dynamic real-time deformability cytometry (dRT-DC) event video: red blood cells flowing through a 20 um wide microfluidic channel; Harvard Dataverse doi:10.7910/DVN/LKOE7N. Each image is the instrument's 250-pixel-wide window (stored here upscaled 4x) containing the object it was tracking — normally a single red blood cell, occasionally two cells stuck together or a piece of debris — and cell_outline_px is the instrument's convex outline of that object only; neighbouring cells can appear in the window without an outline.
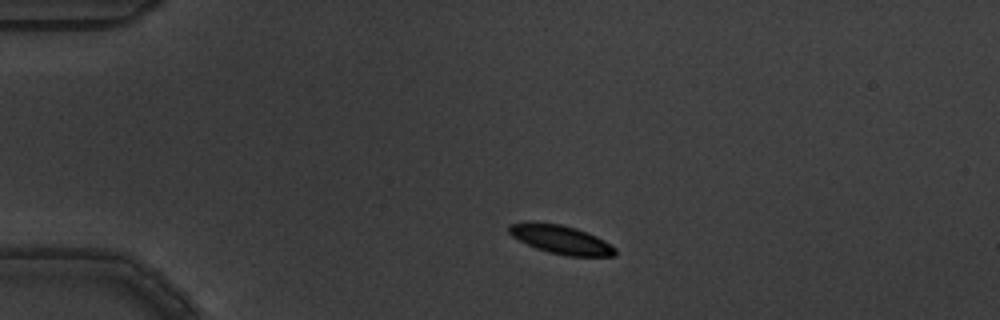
{"species": "common noctule bat (a hibernating species)", "species_latin": "Nyctalus noctula", "temperature_condition": "warm", "stored_images_in_passage": 10, "camera_frame_rate_fps": 3000, "um_per_image_px": 0.085, "animal": {"sex": "male", "body_mass_g": 19.5, "forearm_length_mm": 54.6}, "frame": {"image": 1, "passage_image": 2, "time_ms": 0.333, "image_size_px": [1000, 320], "cell_outline_px": [[616, 256], [568, 256], [548, 252], [536, 248], [512, 236], [508, 232], [508, 224], [532, 220], [560, 224], [576, 228], [588, 232], [604, 240], [616, 248]], "centroid_in_image_um": [47.66, 20.33], "position_along_channel_um": 37.3, "area_um2": 17.98}}
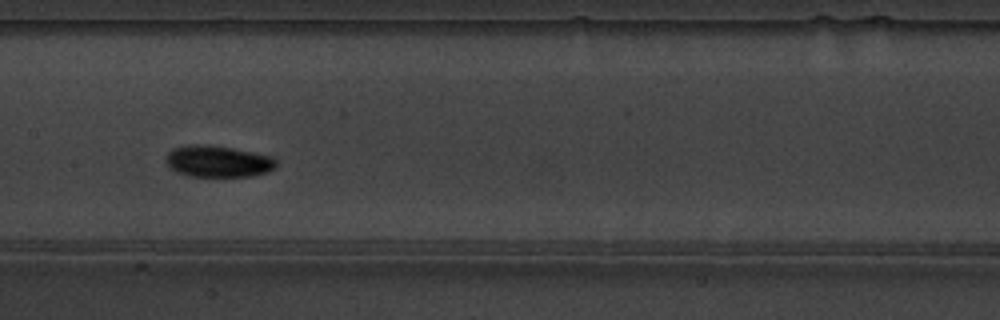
{"frame": {"image": 2, "passage_image": 7, "time_ms": 2.0, "image_size_px": [1000, 320], "cell_outline_px": [[276, 168], [268, 172], [252, 176], [188, 176], [176, 172], [164, 160], [168, 152], [172, 148], [188, 144], [208, 144], [232, 148], [252, 152], [268, 156], [276, 160]], "centroid_in_image_um": [18.49, 13.71], "position_along_channel_um": 188.9, "area_um2": 20.35}}
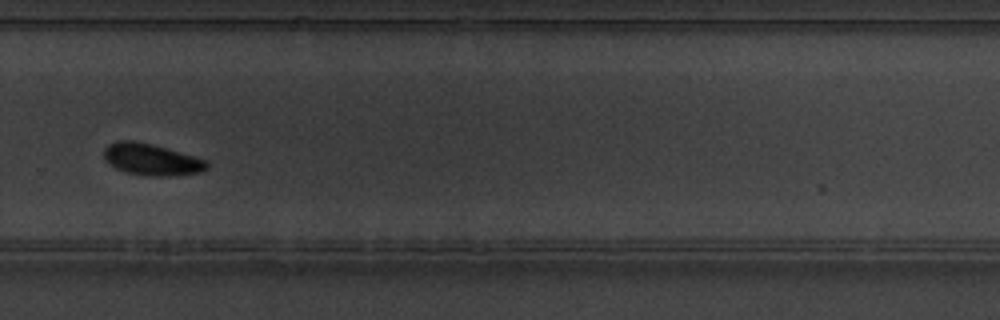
{"frame": {"image": 3, "passage_image": 10, "time_ms": 3.0, "image_size_px": [1000, 320], "cell_outline_px": [[208, 168], [200, 172], [164, 176], [144, 176], [128, 172], [116, 168], [108, 164], [104, 160], [104, 148], [108, 144], [116, 140], [132, 140], [152, 144], [168, 148], [196, 156], [208, 160]], "centroid_in_image_um": [12.86, 13.54], "position_along_channel_um": 316.9, "area_um2": 19.19}}